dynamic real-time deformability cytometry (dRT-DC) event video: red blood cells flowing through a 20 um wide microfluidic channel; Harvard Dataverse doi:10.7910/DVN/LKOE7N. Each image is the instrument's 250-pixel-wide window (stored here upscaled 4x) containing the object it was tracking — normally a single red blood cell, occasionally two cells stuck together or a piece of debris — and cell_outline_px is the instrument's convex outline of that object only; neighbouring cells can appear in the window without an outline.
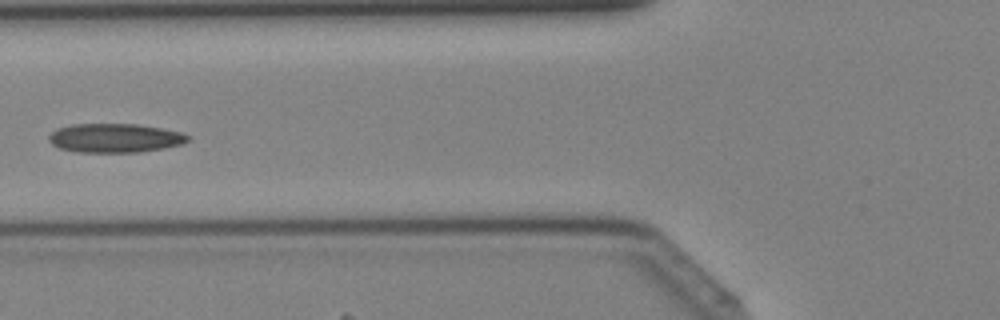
{"species": "Egyptian fruit bat (a non-hibernating species)", "species_latin": "Rousettus aegyptiacus", "temperature_condition": "cold", "stored_images_in_passage": 40, "camera_frame_rate_fps": 3000, "um_per_image_px": 0.085, "animal": {"sex": "female"}, "frame": {"image": 1, "passage_image": 15, "time_ms": 4.667, "image_size_px": [1000, 320], "cell_outline_px": [[192, 136], [188, 140], [180, 144], [164, 148], [140, 152], [80, 152], [60, 148], [52, 144], [48, 140], [48, 136], [56, 128], [72, 124], [136, 124], [160, 128], [180, 132]], "centroid_in_image_um": [9.75, 11.73], "position_along_channel_um": 116.1, "area_um2": 23.41}}
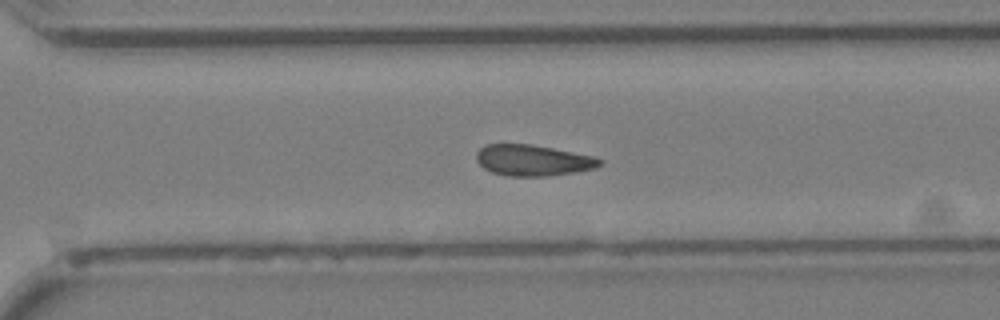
{"frame": {"image": 2, "passage_image": 28, "time_ms": 9.0, "image_size_px": [1000, 320], "cell_outline_px": [[604, 160], [596, 168], [576, 172], [548, 176], [508, 176], [492, 172], [484, 168], [476, 160], [476, 152], [484, 144], [532, 144], [596, 156]], "centroid_in_image_um": [45.32, 13.62], "position_along_channel_um": 325.3, "area_um2": 22.54}}
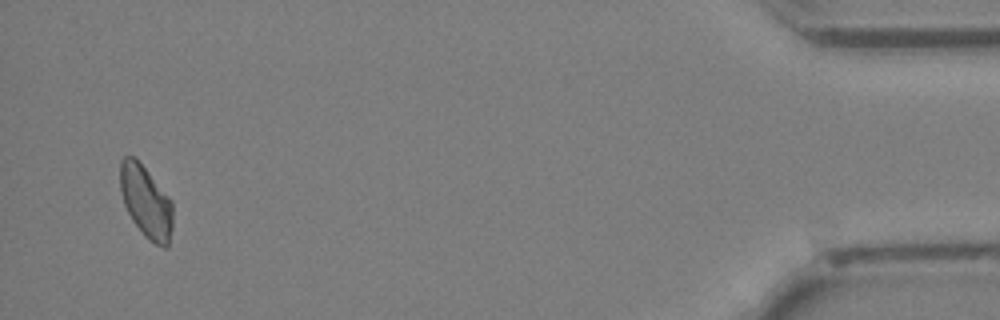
{"frame": {"image": 3, "passage_image": 39, "time_ms": 12.667, "image_size_px": [1000, 320], "cell_outline_px": [[172, 228], [168, 248], [164, 248], [148, 240], [144, 236], [132, 220], [124, 204], [120, 192], [120, 160], [124, 156], [132, 156], [144, 168], [172, 200]], "centroid_in_image_um": [12.41, 17.19], "position_along_channel_um": 422.8, "area_um2": 22.02}}